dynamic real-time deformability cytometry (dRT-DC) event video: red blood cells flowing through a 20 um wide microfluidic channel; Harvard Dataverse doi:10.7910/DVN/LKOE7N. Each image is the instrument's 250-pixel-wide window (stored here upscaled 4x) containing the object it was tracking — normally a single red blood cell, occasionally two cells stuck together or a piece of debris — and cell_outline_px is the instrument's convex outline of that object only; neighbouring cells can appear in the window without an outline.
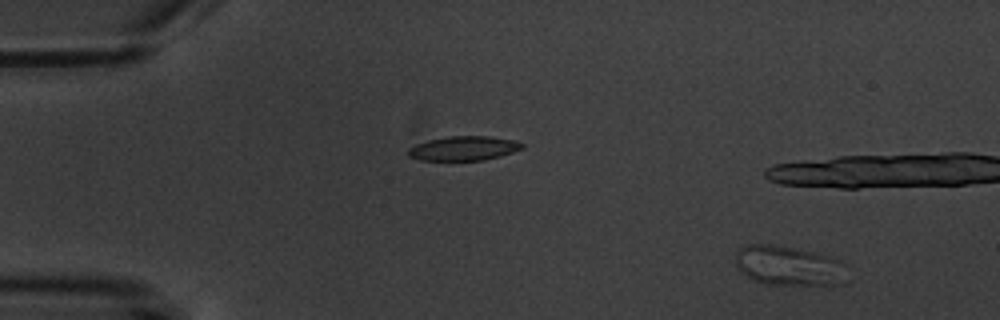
{"species": "common noctule bat (a hibernating species)", "species_latin": "Nyctalus noctula", "temperature_condition": "warm", "stored_images_in_passage": 3, "camera_frame_rate_fps": 3000, "um_per_image_px": 0.085, "animal": {"sex": "male", "body_mass_g": 20.1, "forearm_length_mm": 53.5}, "frame": {"image": 1, "passage_image": 1, "time_ms": 0.0, "image_size_px": [1000, 320], "cell_outline_px": [[844, 264], [840, 284], [764, 284], [752, 280], [736, 268], [736, 252], [740, 248], [748, 244], [772, 244], [812, 252], [828, 256], [840, 260]], "centroid_in_image_um": [66.93, 22.57], "position_along_channel_um": 18.1, "area_um2": 25.26}}